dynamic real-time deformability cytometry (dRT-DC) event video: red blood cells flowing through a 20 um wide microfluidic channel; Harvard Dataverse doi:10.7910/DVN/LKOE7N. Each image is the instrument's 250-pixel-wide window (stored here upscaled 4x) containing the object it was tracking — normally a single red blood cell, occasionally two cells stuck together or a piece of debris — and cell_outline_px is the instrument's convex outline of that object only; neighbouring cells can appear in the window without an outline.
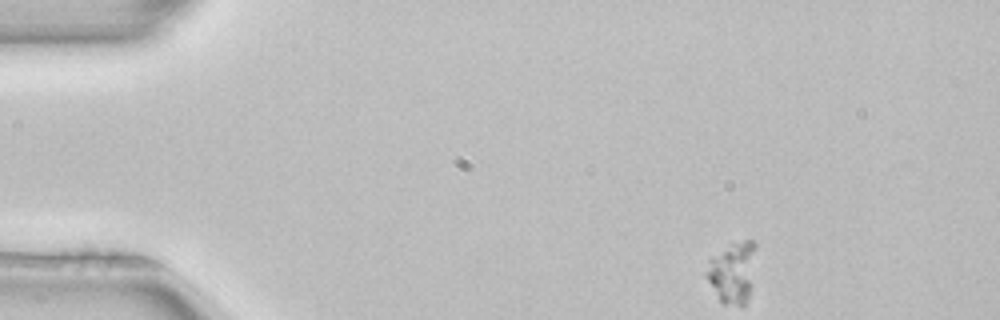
{"species": "common noctule bat (a hibernating species)", "species_latin": "Nyctalus noctula", "temperature_condition": "room temperature", "stored_images_in_passage": 47, "camera_frame_rate_fps": 3000, "um_per_image_px": 0.085, "animal": {"sex": "female", "body_mass_g": 22.7, "forearm_length_mm": 54.2}, "frame": {"image": 1, "passage_image": 1, "time_ms": 0.0, "image_size_px": [1000, 320], "cell_outline_px": [[756, 248], [748, 296], [744, 304], [720, 304], [704, 276], [704, 272], [708, 260], [712, 256], [732, 244], [744, 240], [752, 240], [756, 244]], "centroid_in_image_um": [62.19, 23.15], "position_along_channel_um": 22.8, "area_um2": 17.51}}
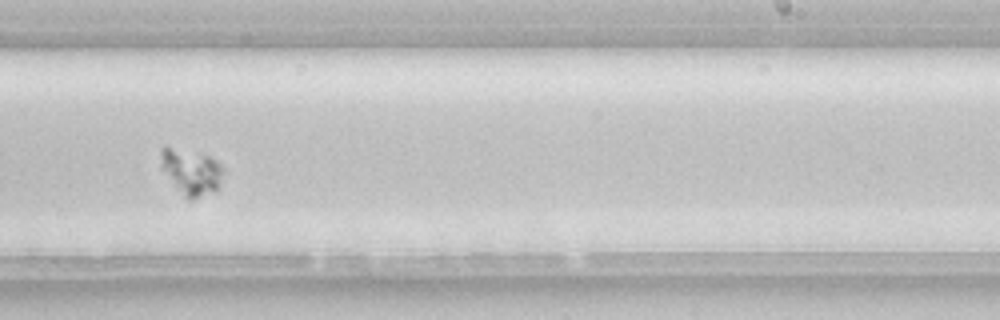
{"frame": {"image": 2, "passage_image": 27, "time_ms": 8.667, "image_size_px": [1000, 320], "cell_outline_px": [[224, 172], [220, 188], [216, 192], [192, 200], [188, 200], [184, 196], [160, 168], [160, 148], [164, 144], [208, 156], [216, 160], [224, 168]], "centroid_in_image_um": [16.25, 14.6], "position_along_channel_um": 272.7, "area_um2": 17.22}}
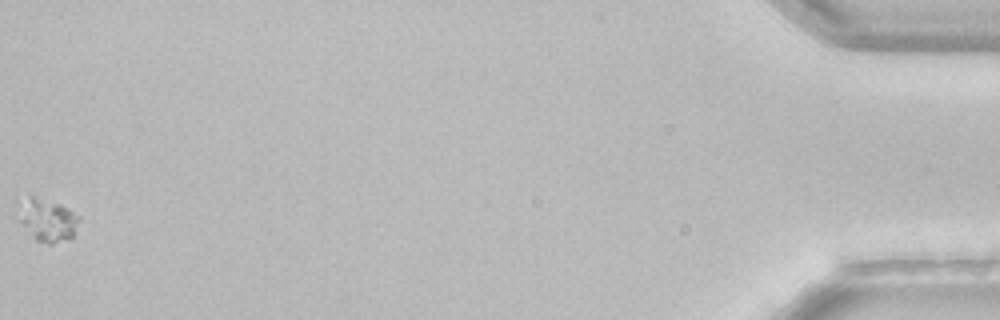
{"frame": {"image": 3, "passage_image": 47, "time_ms": 15.333, "image_size_px": [1000, 320], "cell_outline_px": [[80, 220], [72, 236], [68, 240], [52, 244], [48, 244], [36, 240], [12, 216], [24, 200], [28, 196], [32, 196], [60, 204], [68, 208], [80, 216]], "centroid_in_image_um": [3.98, 18.71], "position_along_channel_um": 431.2, "area_um2": 15.43}}